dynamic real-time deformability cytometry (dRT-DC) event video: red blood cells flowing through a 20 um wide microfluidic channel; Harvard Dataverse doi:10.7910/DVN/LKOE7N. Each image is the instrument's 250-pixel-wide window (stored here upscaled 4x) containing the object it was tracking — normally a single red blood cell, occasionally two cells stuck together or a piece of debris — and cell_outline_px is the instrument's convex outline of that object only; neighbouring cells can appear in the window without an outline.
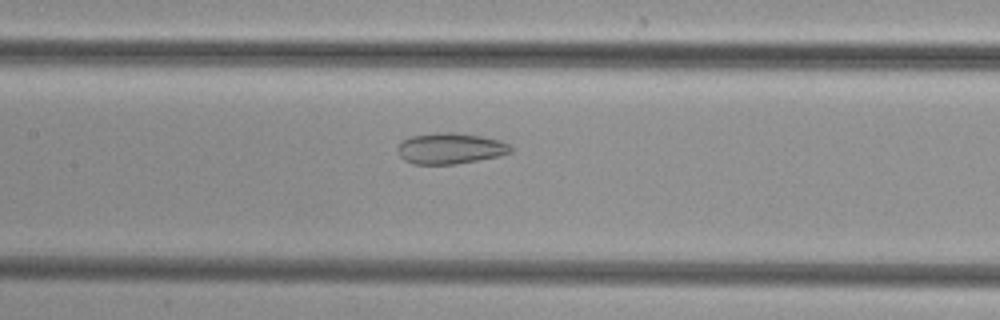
{"species": "common noctule bat (a hibernating species)", "species_latin": "Nyctalus noctula", "temperature_condition": "cold", "stored_images_in_passage": 39, "camera_frame_rate_fps": 3000, "um_per_image_px": 0.085, "animal": {"sex": "female", "body_mass_g": 29.2, "forearm_length_mm": 56.3}, "frame": {"image": 1, "passage_image": 13, "time_ms": 4.0, "image_size_px": [1000, 320], "cell_outline_px": [[512, 152], [500, 156], [456, 164], [412, 164], [404, 160], [400, 156], [396, 148], [404, 140], [412, 136], [436, 132], [456, 132], [484, 136], [500, 140], [508, 144], [512, 148]], "centroid_in_image_um": [38.29, 12.61], "position_along_channel_um": 169.1, "area_um2": 20.58}}
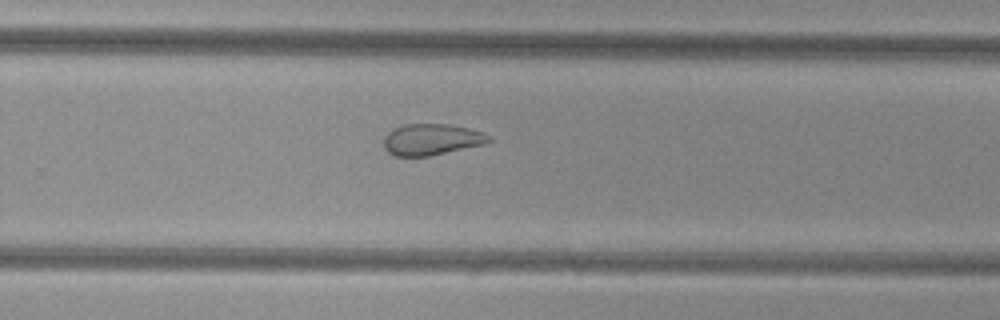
{"frame": {"image": 2, "passage_image": 22, "time_ms": 7.0, "image_size_px": [1000, 320], "cell_outline_px": [[492, 140], [484, 144], [428, 156], [396, 156], [388, 152], [384, 148], [384, 136], [392, 128], [404, 124], [448, 124], [468, 128], [484, 132], [492, 136]], "centroid_in_image_um": [36.68, 11.84], "position_along_channel_um": 293.1, "area_um2": 19.25}}
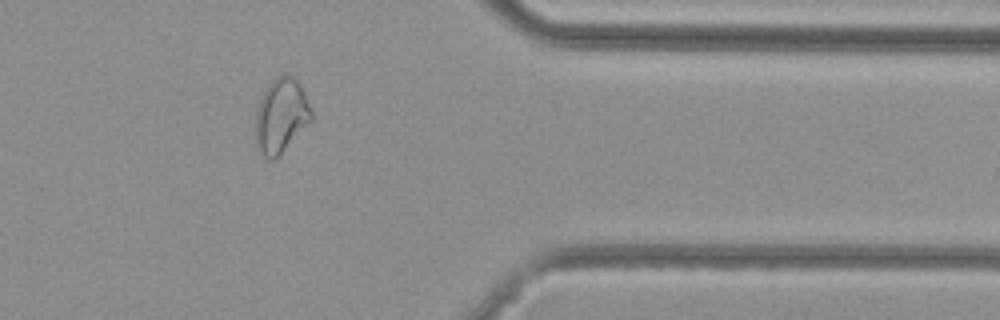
{"frame": {"image": 3, "passage_image": 30, "time_ms": 9.667, "image_size_px": [1000, 320], "cell_outline_px": [[312, 120], [272, 160], [264, 156], [256, 148], [256, 112], [260, 100], [268, 84], [276, 76], [296, 76], [304, 92], [312, 112]], "centroid_in_image_um": [23.88, 9.8], "position_along_channel_um": 387.5, "area_um2": 23.64}}